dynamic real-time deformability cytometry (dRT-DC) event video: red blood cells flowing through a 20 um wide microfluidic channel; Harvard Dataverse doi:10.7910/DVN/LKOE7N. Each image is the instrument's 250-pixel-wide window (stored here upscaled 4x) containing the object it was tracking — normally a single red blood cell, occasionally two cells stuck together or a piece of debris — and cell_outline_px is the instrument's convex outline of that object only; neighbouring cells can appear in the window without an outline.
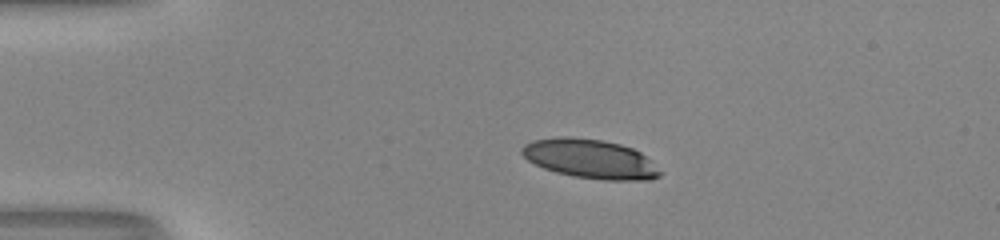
{"species": "human", "species_latin": "Homo sapiens", "temperature_condition": "room temperature", "stored_images_in_passage": 41, "camera_frame_rate_fps": 3000, "um_per_image_px": 0.085, "donor": {"sex": "male"}, "frame": {"image": 1, "passage_image": 1, "time_ms": 0.0, "image_size_px": [1000, 240], "cell_outline_px": [[660, 176], [652, 180], [604, 180], [572, 176], [556, 172], [544, 168], [528, 160], [520, 152], [520, 148], [524, 144], [532, 140], [556, 136], [568, 136], [600, 140], [620, 144], [632, 148], [640, 152], [660, 172]], "centroid_in_image_um": [50.11, 13.49], "position_along_channel_um": 34.9, "area_um2": 31.39}}
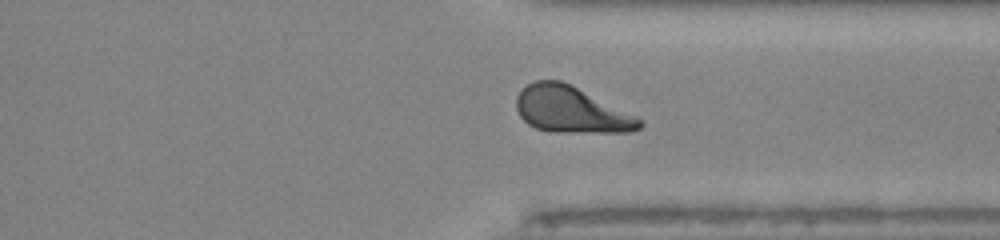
{"frame": {"image": 2, "passage_image": 29, "time_ms": 9.333, "image_size_px": [1000, 240], "cell_outline_px": [[644, 124], [640, 128], [628, 132], [556, 132], [536, 128], [528, 124], [520, 116], [516, 108], [516, 96], [528, 84], [536, 80], [560, 80], [636, 116]], "centroid_in_image_um": [48.51, 9.34], "position_along_channel_um": 362.9, "area_um2": 32.66}}
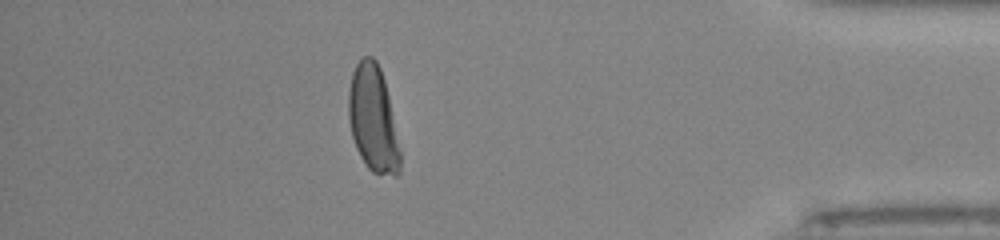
{"frame": {"image": 3, "passage_image": 35, "time_ms": 11.333, "image_size_px": [1000, 240], "cell_outline_px": [[400, 172], [396, 176], [372, 172], [364, 164], [356, 148], [352, 136], [348, 120], [348, 92], [352, 72], [356, 64], [364, 56], [372, 56], [376, 60], [380, 68], [384, 80], [388, 96], [400, 148]], "centroid_in_image_um": [31.69, 10.12], "position_along_channel_um": 403.5, "area_um2": 31.91}, "authors_computed_cell_mechanics": {"area_um2": 33.0616, "velocity_mm_per_s": 4.0839, "shape_relaxation_time_tau1_ms": null, "shape_relaxation_time_tau2_ms": 2.564, "deformation_change_tau1": null, "deformation_change_tau2": 0.1063}}